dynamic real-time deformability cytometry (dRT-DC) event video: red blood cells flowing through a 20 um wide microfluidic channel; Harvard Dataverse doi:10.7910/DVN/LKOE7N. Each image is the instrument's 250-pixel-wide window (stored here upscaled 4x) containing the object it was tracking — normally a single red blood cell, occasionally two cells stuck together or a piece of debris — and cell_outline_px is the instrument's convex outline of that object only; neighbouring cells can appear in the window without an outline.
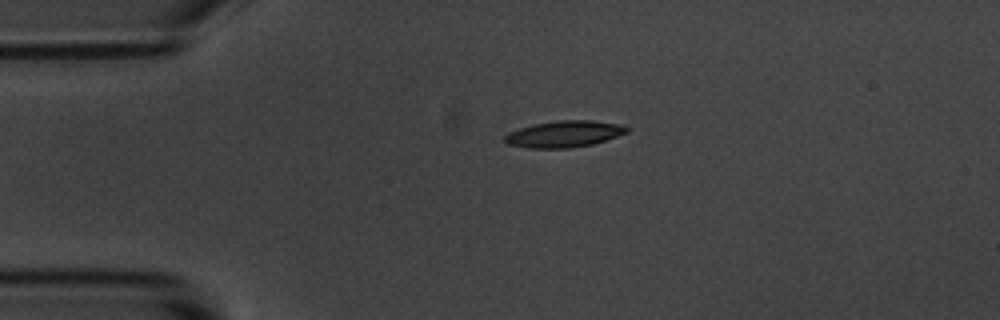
{"species": "common noctule bat (a hibernating species)", "species_latin": "Nyctalus noctula", "temperature_condition": "room temperature", "stored_images_in_passage": 37, "camera_frame_rate_fps": 3000, "um_per_image_px": 0.085, "animal": {"sex": "male", "body_mass_g": 20.1, "forearm_length_mm": 53.5}, "frame": {"image": 1, "passage_image": 1, "time_ms": 0.0, "image_size_px": [1000, 320], "cell_outline_px": [[628, 132], [592, 144], [568, 148], [528, 148], [508, 144], [504, 140], [504, 136], [508, 132], [532, 124], [556, 120], [592, 120], [620, 124], [628, 128]], "centroid_in_image_um": [47.91, 11.38], "position_along_channel_um": 37.1, "area_um2": 18.79}}
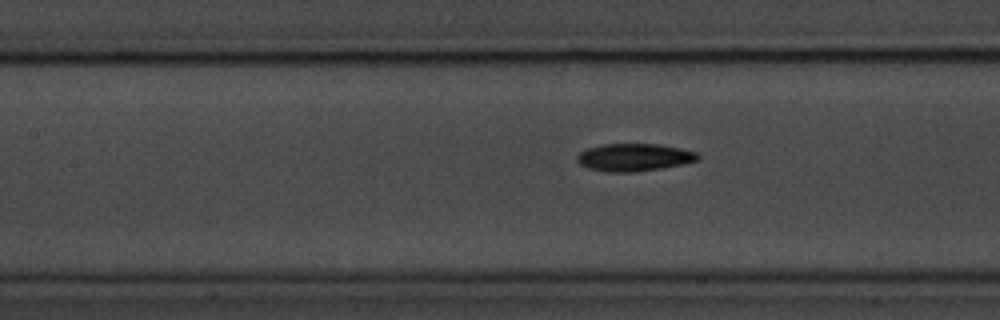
{"frame": {"image": 2, "passage_image": 13, "time_ms": 4.0, "image_size_px": [1000, 320], "cell_outline_px": [[700, 156], [696, 160], [680, 164], [660, 168], [632, 172], [608, 172], [588, 168], [580, 164], [576, 160], [576, 156], [580, 152], [588, 148], [604, 144], [660, 144], [680, 148], [696, 152]], "centroid_in_image_um": [53.86, 13.37], "position_along_channel_um": 153.5, "area_um2": 19.19}}
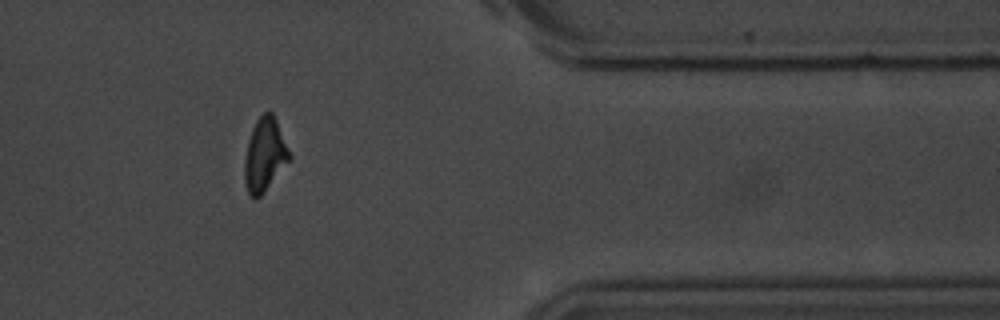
{"frame": {"image": 3, "passage_image": 34, "time_ms": 11.0, "image_size_px": [1000, 320], "cell_outline_px": [[292, 156], [264, 192], [256, 200], [248, 192], [244, 180], [244, 160], [248, 140], [252, 128], [256, 120], [264, 112], [272, 112], [276, 120]], "centroid_in_image_um": [22.48, 13.15], "position_along_channel_um": 388.9, "area_um2": 18.96}, "authors_computed_cell_mechanics": {"area_um2": 18.9006, "velocity_mm_per_s": 3.6519, "shape_relaxation_time_tau1_ms": 2.6192, "shape_relaxation_time_tau2_ms": 1.6695, "deformation_change_tau1": 0.1527, "deformation_change_tau2": 0.0864}}